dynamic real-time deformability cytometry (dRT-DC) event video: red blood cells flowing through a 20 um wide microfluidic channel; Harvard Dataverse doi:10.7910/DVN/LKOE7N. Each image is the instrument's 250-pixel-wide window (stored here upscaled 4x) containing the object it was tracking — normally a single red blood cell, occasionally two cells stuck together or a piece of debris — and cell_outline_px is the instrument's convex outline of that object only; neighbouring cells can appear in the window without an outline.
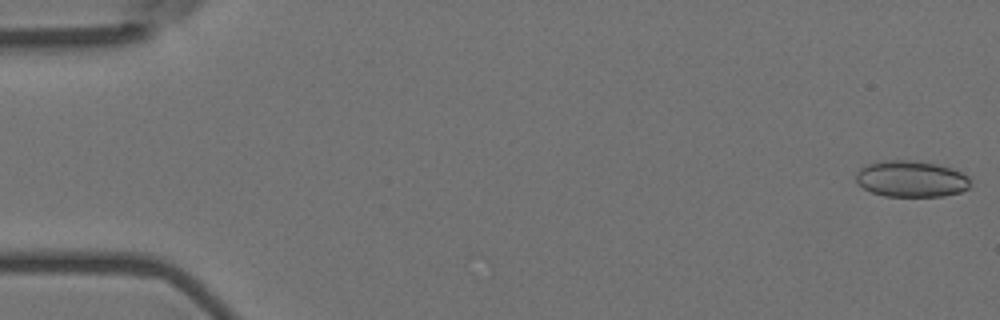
{"species": "Egyptian fruit bat (a non-hibernating species)", "species_latin": "Rousettus aegyptiacus", "temperature_condition": "room temperature", "stored_images_in_passage": 54, "camera_frame_rate_fps": 3000, "um_per_image_px": 0.085, "animal": {"sex": "female"}, "frame": {"image": 1, "passage_image": 1, "time_ms": 0.0, "image_size_px": [1000, 320], "cell_outline_px": [[968, 188], [960, 192], [944, 196], [884, 196], [872, 192], [856, 184], [856, 172], [860, 168], [868, 164], [880, 160], [920, 160], [952, 168], [968, 176]], "centroid_in_image_um": [77.41, 15.19], "position_along_channel_um": 7.6, "area_um2": 24.33}}
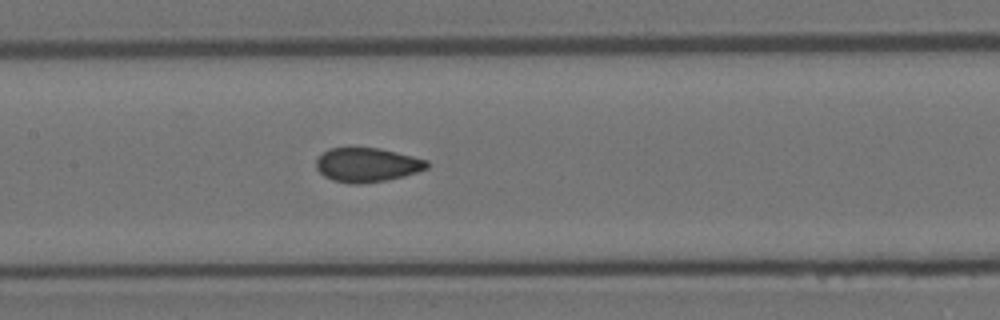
{"frame": {"image": 2, "passage_image": 26, "time_ms": 8.333, "image_size_px": [1000, 320], "cell_outline_px": [[428, 168], [404, 176], [384, 180], [360, 184], [352, 184], [332, 180], [324, 176], [316, 168], [316, 160], [328, 148], [380, 148], [428, 160]], "centroid_in_image_um": [31.19, 14.01], "position_along_channel_um": 176.2, "area_um2": 21.91}}
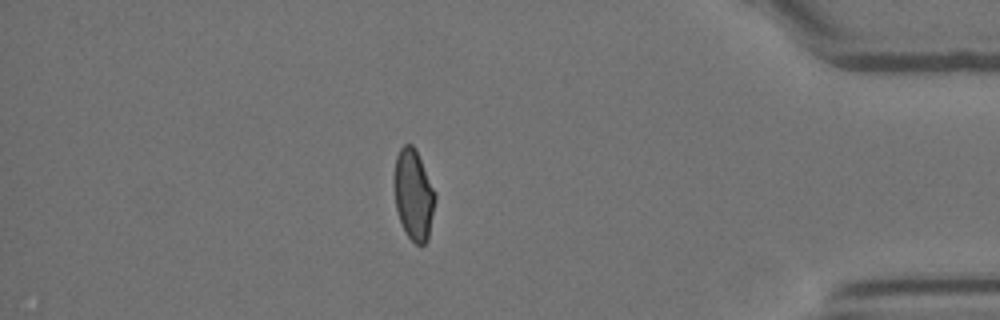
{"frame": {"image": 3, "passage_image": 47, "time_ms": 15.333, "image_size_px": [1000, 320], "cell_outline_px": [[436, 196], [428, 240], [424, 244], [416, 244], [408, 236], [400, 220], [396, 208], [396, 156], [400, 148], [404, 144], [412, 144], [416, 148], [436, 192]], "centroid_in_image_um": [35.2, 16.53], "position_along_channel_um": 400.0, "area_um2": 21.21}, "authors_computed_cell_mechanics": {"area_um2": 22.542, "velocity_mm_per_s": 3.7535, "shape_relaxation_time_tau1_ms": null, "shape_relaxation_time_tau2_ms": 0.8352, "deformation_change_tau1": null, "deformation_change_tau2": 0.0592}}